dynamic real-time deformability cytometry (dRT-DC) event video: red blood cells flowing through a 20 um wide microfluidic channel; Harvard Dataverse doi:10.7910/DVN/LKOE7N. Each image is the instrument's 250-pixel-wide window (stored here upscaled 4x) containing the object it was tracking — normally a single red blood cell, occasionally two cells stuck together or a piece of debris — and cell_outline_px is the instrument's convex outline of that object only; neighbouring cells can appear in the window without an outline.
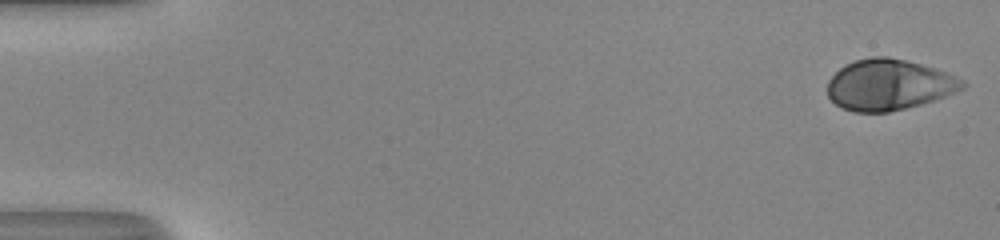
{"species": "human", "species_latin": "Homo sapiens", "temperature_condition": "room temperature", "stored_images_in_passage": 52, "camera_frame_rate_fps": 3000, "um_per_image_px": 0.085, "donor": {"sex": "male"}, "frame": {"image": 1, "passage_image": 1, "time_ms": 0.0, "image_size_px": [1000, 240], "cell_outline_px": [[968, 84], [964, 88], [956, 92], [920, 104], [888, 112], [852, 112], [836, 104], [828, 96], [828, 80], [844, 64], [856, 60], [872, 56], [888, 56], [920, 64], [956, 76], [964, 80]], "centroid_in_image_um": [75.54, 7.2], "position_along_channel_um": 9.5, "area_um2": 39.71}}
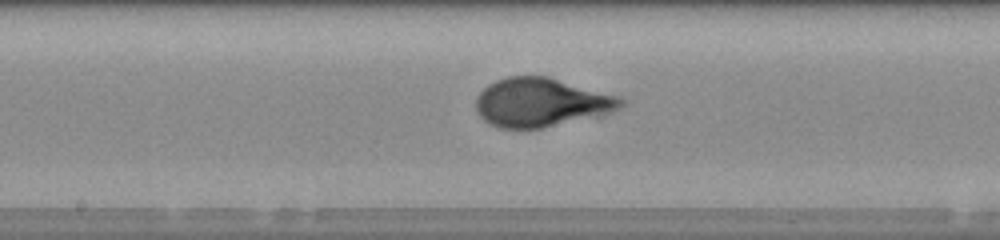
{"frame": {"image": 2, "passage_image": 28, "time_ms": 9.0, "image_size_px": [1000, 240], "cell_outline_px": [[628, 104], [624, 108], [608, 112], [540, 128], [500, 128], [488, 124], [476, 112], [476, 96], [488, 84], [496, 80], [508, 76], [548, 76], [620, 96], [628, 100]], "centroid_in_image_um": [46.0, 8.68], "position_along_channel_um": 202.2, "area_um2": 41.21}}
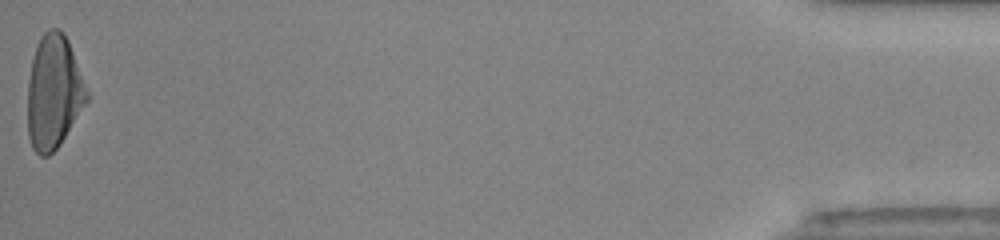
{"frame": {"image": 3, "passage_image": 52, "time_ms": 17.0, "image_size_px": [1000, 240], "cell_outline_px": [[88, 100], [60, 144], [48, 156], [40, 156], [32, 148], [28, 136], [28, 80], [32, 60], [40, 36], [48, 28], [60, 28], [68, 40], [88, 92]], "centroid_in_image_um": [4.55, 7.83], "position_along_channel_um": 430.6, "area_um2": 39.02}, "authors_computed_cell_mechanics": {"area_um2": 39.5352, "velocity_mm_per_s": 4.0743, "shape_relaxation_time_tau1_ms": 5.9998, "shape_relaxation_time_tau2_ms": null, "deformation_change_tau1": 0.2704, "deformation_change_tau2": null}}